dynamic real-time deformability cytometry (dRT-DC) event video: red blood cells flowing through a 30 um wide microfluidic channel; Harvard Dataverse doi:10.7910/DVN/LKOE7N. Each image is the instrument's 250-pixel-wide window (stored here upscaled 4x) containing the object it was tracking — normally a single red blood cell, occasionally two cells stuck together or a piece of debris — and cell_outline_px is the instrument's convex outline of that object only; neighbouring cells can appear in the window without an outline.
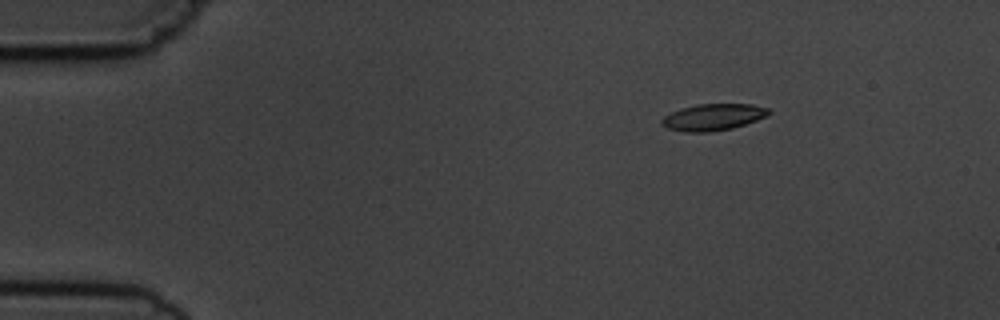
{"species": "common noctule bat (a hibernating species)", "species_latin": "Nyctalus noctula", "temperature_condition": "cold", "stored_images_in_passage": 8, "camera_frame_rate_fps": 3000, "um_per_image_px": 0.085, "animal": {"sex": "male", "body_mass_g": 19.5, "forearm_length_mm": 54.6}, "frame": {"image": 1, "passage_image": 2, "time_ms": 1.333, "image_size_px": [1000, 320], "cell_outline_px": [[772, 112], [756, 120], [732, 128], [708, 132], [684, 132], [668, 128], [660, 124], [660, 120], [664, 116], [680, 108], [696, 104], [752, 104], [768, 108]], "centroid_in_image_um": [60.57, 9.95], "position_along_channel_um": 24.4, "area_um2": 16.53}}
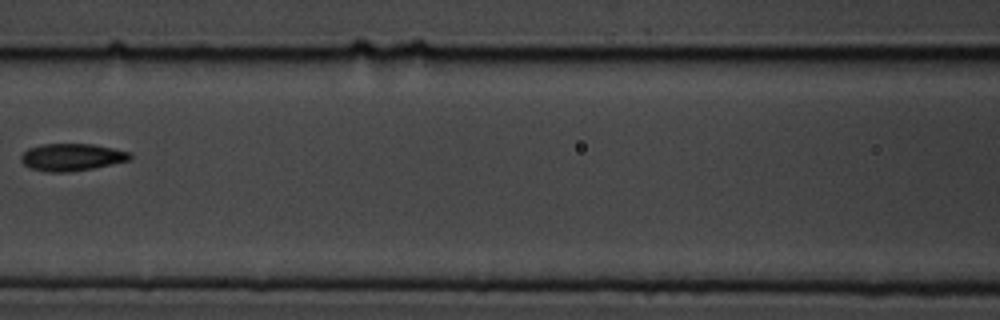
{"frame": {"image": 2, "passage_image": 7, "time_ms": 7.0, "image_size_px": [1000, 320], "cell_outline_px": [[132, 160], [92, 168], [68, 172], [48, 172], [32, 168], [24, 164], [20, 160], [20, 156], [28, 148], [44, 144], [92, 144], [132, 152]], "centroid_in_image_um": [6.13, 13.35], "position_along_channel_um": 160.5, "area_um2": 17.28}}
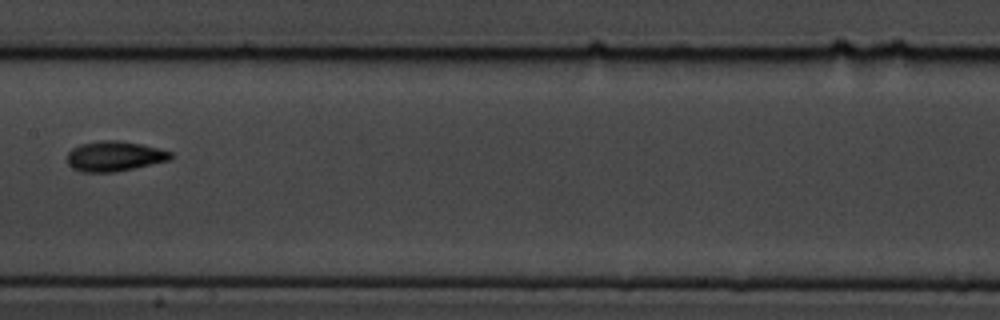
{"frame": {"image": 3, "passage_image": 8, "time_ms": 8.0, "image_size_px": [1000, 320], "cell_outline_px": [[176, 156], [172, 160], [116, 172], [80, 172], [72, 168], [68, 164], [68, 152], [72, 148], [80, 144], [100, 140], [120, 140], [140, 144], [172, 152]], "centroid_in_image_um": [9.75, 13.28], "position_along_channel_um": 197.6, "area_um2": 18.38}}